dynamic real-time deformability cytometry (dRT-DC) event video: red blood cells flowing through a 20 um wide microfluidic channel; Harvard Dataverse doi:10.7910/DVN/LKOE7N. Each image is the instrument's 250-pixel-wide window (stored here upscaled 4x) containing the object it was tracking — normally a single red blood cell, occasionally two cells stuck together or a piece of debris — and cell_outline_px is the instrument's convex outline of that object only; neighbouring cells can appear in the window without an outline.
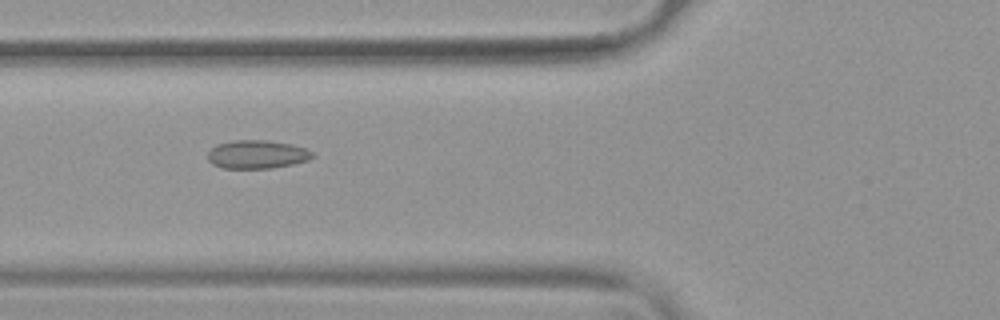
{"species": "common noctule bat (a hibernating species)", "species_latin": "Nyctalus noctula", "temperature_condition": "warm", "stored_images_in_passage": 41, "camera_frame_rate_fps": 3000, "um_per_image_px": 0.085, "animal": {"sex": "female", "body_mass_g": 19.9}, "frame": {"image": 1, "passage_image": 8, "time_ms": 2.333, "image_size_px": [1000, 320], "cell_outline_px": [[316, 156], [308, 160], [292, 164], [272, 168], [220, 168], [212, 164], [208, 160], [208, 152], [216, 144], [232, 140], [268, 140], [292, 144], [304, 148], [312, 152]], "centroid_in_image_um": [21.83, 13.12], "position_along_channel_um": 104.0, "area_um2": 17.46}}
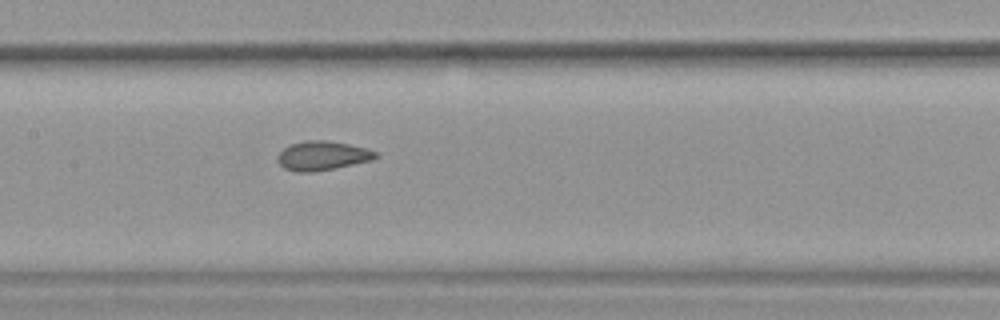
{"frame": {"image": 2, "passage_image": 14, "time_ms": 4.333, "image_size_px": [1000, 320], "cell_outline_px": [[380, 156], [372, 160], [336, 168], [312, 172], [296, 172], [284, 168], [276, 160], [276, 156], [284, 148], [292, 144], [308, 140], [324, 140], [348, 144], [368, 148], [380, 152]], "centroid_in_image_um": [27.44, 13.24], "position_along_channel_um": 180.0, "area_um2": 16.82}}
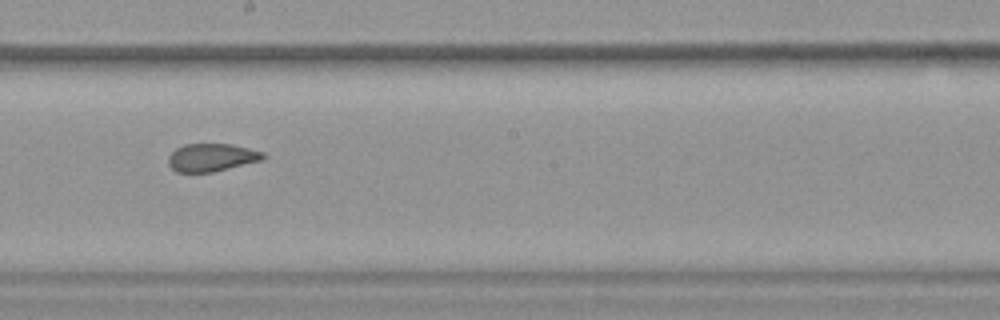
{"frame": {"image": 3, "passage_image": 18, "time_ms": 5.667, "image_size_px": [1000, 320], "cell_outline_px": [[268, 156], [264, 160], [212, 172], [176, 172], [168, 164], [168, 156], [176, 148], [184, 144], [232, 144], [264, 152]], "centroid_in_image_um": [18.02, 13.38], "position_along_channel_um": 230.2, "area_um2": 15.55}, "authors_computed_cell_mechanics": {"area_um2": 16.8776, "velocity_mm_per_s": 3.7914, "shape_relaxation_time_tau1_ms": null, "shape_relaxation_time_tau2_ms": 1.0294, "deformation_change_tau1": null, "deformation_change_tau2": 0.0643}}